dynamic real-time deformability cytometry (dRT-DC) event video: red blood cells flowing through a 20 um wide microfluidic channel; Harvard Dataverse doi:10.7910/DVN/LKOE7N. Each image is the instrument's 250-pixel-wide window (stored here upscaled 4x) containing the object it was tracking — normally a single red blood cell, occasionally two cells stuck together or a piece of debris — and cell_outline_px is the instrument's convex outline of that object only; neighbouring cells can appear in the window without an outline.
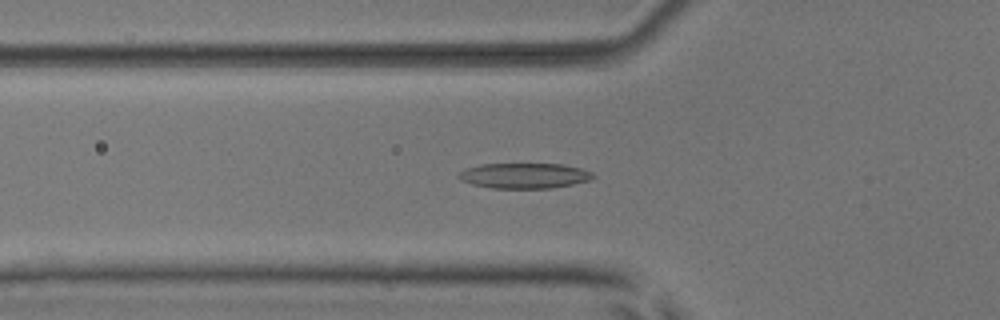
{"species": "common noctule bat (a hibernating species)", "species_latin": "Nyctalus noctula", "temperature_condition": "room temperature", "stored_images_in_passage": 28, "camera_frame_rate_fps": 3000, "um_per_image_px": 0.085, "animal": {"sex": "male", "body_mass_g": 17.9, "forearm_length_mm": 54.2}, "frame": {"image": 1, "passage_image": 3, "time_ms": 0.667, "image_size_px": [1000, 320], "cell_outline_px": [[596, 176], [588, 180], [572, 184], [552, 188], [492, 188], [472, 184], [460, 180], [456, 176], [464, 168], [480, 164], [564, 164], [580, 168], [592, 172]], "centroid_in_image_um": [44.53, 14.93], "position_along_channel_um": 81.3, "area_um2": 19.88}}
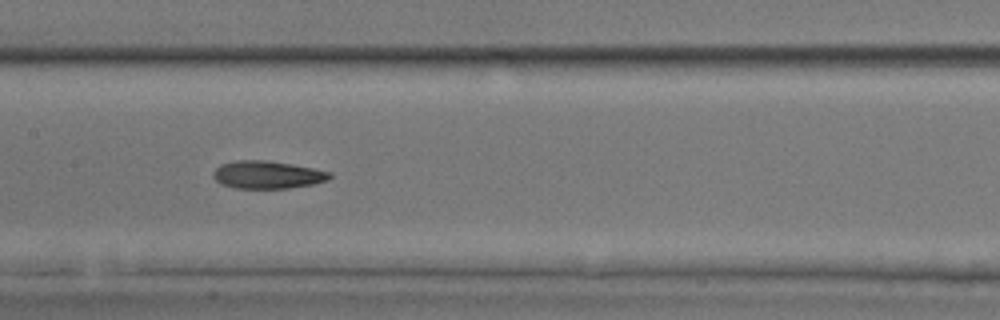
{"frame": {"image": 2, "passage_image": 11, "time_ms": 3.333, "image_size_px": [1000, 320], "cell_outline_px": [[332, 176], [328, 180], [312, 184], [288, 188], [236, 188], [220, 184], [212, 176], [212, 172], [220, 164], [236, 160], [268, 160], [292, 164], [332, 172]], "centroid_in_image_um": [22.71, 14.84], "position_along_channel_um": 184.7, "area_um2": 18.9}}
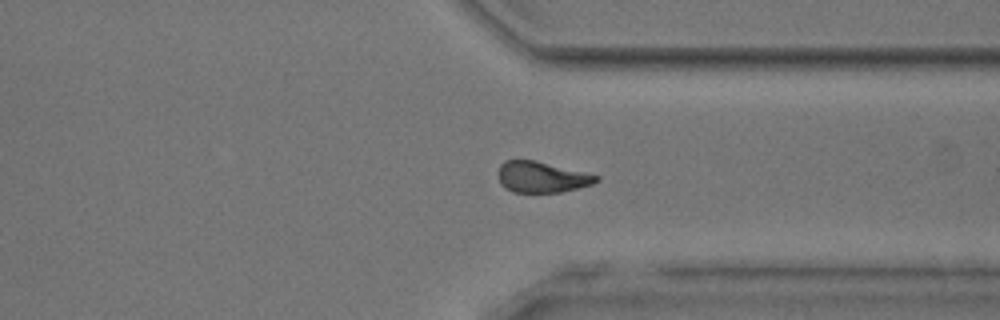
{"frame": {"image": 3, "passage_image": 25, "time_ms": 8.0, "image_size_px": [1000, 320], "cell_outline_px": [[600, 180], [592, 184], [560, 192], [512, 192], [504, 188], [500, 184], [496, 172], [500, 164], [504, 160], [532, 160], [600, 176]], "centroid_in_image_um": [45.97, 15.05], "position_along_channel_um": 365.4, "area_um2": 17.63}}